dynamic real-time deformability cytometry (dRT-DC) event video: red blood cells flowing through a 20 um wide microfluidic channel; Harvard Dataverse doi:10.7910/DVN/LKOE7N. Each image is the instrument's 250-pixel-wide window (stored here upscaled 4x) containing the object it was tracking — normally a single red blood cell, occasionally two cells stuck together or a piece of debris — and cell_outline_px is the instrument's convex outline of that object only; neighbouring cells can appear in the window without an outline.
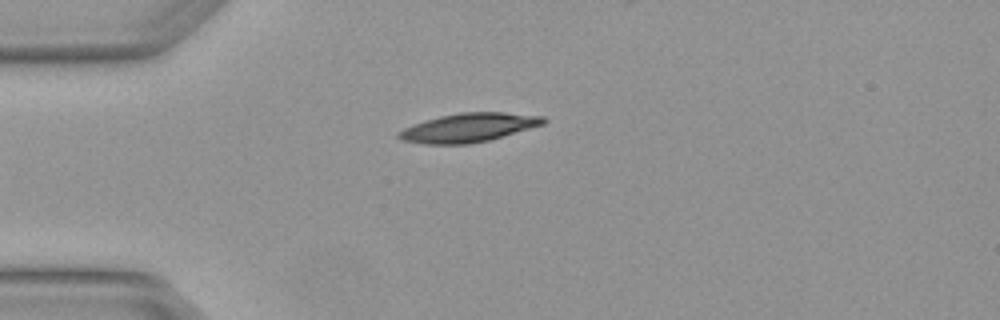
{"species": "Egyptian fruit bat (a non-hibernating species)", "species_latin": "Rousettus aegyptiacus", "temperature_condition": "warm", "stored_images_in_passage": 3, "camera_frame_rate_fps": 3000, "um_per_image_px": 0.085, "animal": {"sex": "female"}, "frame": {"image": 1, "passage_image": 3, "time_ms": 0.667, "image_size_px": [1000, 320], "cell_outline_px": [[548, 120], [544, 124], [488, 140], [468, 144], [424, 144], [400, 140], [396, 136], [396, 132], [412, 124], [424, 120], [440, 116], [460, 112], [504, 112], [544, 116]], "centroid_in_image_um": [39.79, 10.84], "position_along_channel_um": 45.2, "area_um2": 24.39}}